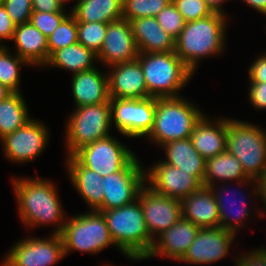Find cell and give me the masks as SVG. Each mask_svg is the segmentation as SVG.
<instances>
[{"label":"cell","instance_id":"cell-1","mask_svg":"<svg viewBox=\"0 0 266 266\" xmlns=\"http://www.w3.org/2000/svg\"><path fill=\"white\" fill-rule=\"evenodd\" d=\"M17 213L26 228L51 225L52 234L60 235L67 214L59 198L58 188L52 179L38 177H12Z\"/></svg>","mask_w":266,"mask_h":266},{"label":"cell","instance_id":"cell-2","mask_svg":"<svg viewBox=\"0 0 266 266\" xmlns=\"http://www.w3.org/2000/svg\"><path fill=\"white\" fill-rule=\"evenodd\" d=\"M227 16L214 12L207 17L187 22L175 40L176 55L194 74L202 59L223 55L226 51Z\"/></svg>","mask_w":266,"mask_h":266},{"label":"cell","instance_id":"cell-3","mask_svg":"<svg viewBox=\"0 0 266 266\" xmlns=\"http://www.w3.org/2000/svg\"><path fill=\"white\" fill-rule=\"evenodd\" d=\"M116 249L127 260L142 261L150 252V236L139 200L116 209L101 211Z\"/></svg>","mask_w":266,"mask_h":266},{"label":"cell","instance_id":"cell-4","mask_svg":"<svg viewBox=\"0 0 266 266\" xmlns=\"http://www.w3.org/2000/svg\"><path fill=\"white\" fill-rule=\"evenodd\" d=\"M205 114L182 95L156 98L153 127L145 139L161 147L173 140L190 138L195 125Z\"/></svg>","mask_w":266,"mask_h":266},{"label":"cell","instance_id":"cell-5","mask_svg":"<svg viewBox=\"0 0 266 266\" xmlns=\"http://www.w3.org/2000/svg\"><path fill=\"white\" fill-rule=\"evenodd\" d=\"M137 59L143 70L148 97L167 98L181 96L194 73L171 52H139Z\"/></svg>","mask_w":266,"mask_h":266},{"label":"cell","instance_id":"cell-6","mask_svg":"<svg viewBox=\"0 0 266 266\" xmlns=\"http://www.w3.org/2000/svg\"><path fill=\"white\" fill-rule=\"evenodd\" d=\"M227 131L226 151L239 160L250 179L257 181L266 172V130L227 117Z\"/></svg>","mask_w":266,"mask_h":266},{"label":"cell","instance_id":"cell-7","mask_svg":"<svg viewBox=\"0 0 266 266\" xmlns=\"http://www.w3.org/2000/svg\"><path fill=\"white\" fill-rule=\"evenodd\" d=\"M60 235L66 257L72 251L95 255L109 246L116 247L103 214L96 210L67 217Z\"/></svg>","mask_w":266,"mask_h":266},{"label":"cell","instance_id":"cell-8","mask_svg":"<svg viewBox=\"0 0 266 266\" xmlns=\"http://www.w3.org/2000/svg\"><path fill=\"white\" fill-rule=\"evenodd\" d=\"M65 123V156H72L80 148L108 137L112 128L110 101L77 107Z\"/></svg>","mask_w":266,"mask_h":266},{"label":"cell","instance_id":"cell-9","mask_svg":"<svg viewBox=\"0 0 266 266\" xmlns=\"http://www.w3.org/2000/svg\"><path fill=\"white\" fill-rule=\"evenodd\" d=\"M111 122L127 138L146 137L154 121L156 98H110Z\"/></svg>","mask_w":266,"mask_h":266},{"label":"cell","instance_id":"cell-10","mask_svg":"<svg viewBox=\"0 0 266 266\" xmlns=\"http://www.w3.org/2000/svg\"><path fill=\"white\" fill-rule=\"evenodd\" d=\"M113 134L96 140L79 150L72 156L83 166L102 177L121 171L135 156L131 148Z\"/></svg>","mask_w":266,"mask_h":266},{"label":"cell","instance_id":"cell-11","mask_svg":"<svg viewBox=\"0 0 266 266\" xmlns=\"http://www.w3.org/2000/svg\"><path fill=\"white\" fill-rule=\"evenodd\" d=\"M61 235L24 237L4 255V266H54L65 258Z\"/></svg>","mask_w":266,"mask_h":266},{"label":"cell","instance_id":"cell-12","mask_svg":"<svg viewBox=\"0 0 266 266\" xmlns=\"http://www.w3.org/2000/svg\"><path fill=\"white\" fill-rule=\"evenodd\" d=\"M145 166L136 155L121 171L103 177L104 197L98 212L129 205L145 185Z\"/></svg>","mask_w":266,"mask_h":266},{"label":"cell","instance_id":"cell-13","mask_svg":"<svg viewBox=\"0 0 266 266\" xmlns=\"http://www.w3.org/2000/svg\"><path fill=\"white\" fill-rule=\"evenodd\" d=\"M41 120L31 118L24 126L0 140L5 159L23 165L36 160L48 145L50 131Z\"/></svg>","mask_w":266,"mask_h":266},{"label":"cell","instance_id":"cell-14","mask_svg":"<svg viewBox=\"0 0 266 266\" xmlns=\"http://www.w3.org/2000/svg\"><path fill=\"white\" fill-rule=\"evenodd\" d=\"M144 170L145 185L164 196L182 200L203 187L195 176L161 160Z\"/></svg>","mask_w":266,"mask_h":266},{"label":"cell","instance_id":"cell-15","mask_svg":"<svg viewBox=\"0 0 266 266\" xmlns=\"http://www.w3.org/2000/svg\"><path fill=\"white\" fill-rule=\"evenodd\" d=\"M236 234L221 226L200 228L194 242L178 261L190 265H209L229 256Z\"/></svg>","mask_w":266,"mask_h":266},{"label":"cell","instance_id":"cell-16","mask_svg":"<svg viewBox=\"0 0 266 266\" xmlns=\"http://www.w3.org/2000/svg\"><path fill=\"white\" fill-rule=\"evenodd\" d=\"M137 199L141 204L147 230L154 239L181 217V200L158 194L144 185Z\"/></svg>","mask_w":266,"mask_h":266},{"label":"cell","instance_id":"cell-17","mask_svg":"<svg viewBox=\"0 0 266 266\" xmlns=\"http://www.w3.org/2000/svg\"><path fill=\"white\" fill-rule=\"evenodd\" d=\"M139 50L131 23L120 18L108 23L101 50L97 54L98 63L104 68L137 59Z\"/></svg>","mask_w":266,"mask_h":266},{"label":"cell","instance_id":"cell-18","mask_svg":"<svg viewBox=\"0 0 266 266\" xmlns=\"http://www.w3.org/2000/svg\"><path fill=\"white\" fill-rule=\"evenodd\" d=\"M230 181L236 185L235 187L239 186L241 189L247 187L248 185L246 191L250 188V192H252L251 195H248L249 198H252L250 203L254 204L255 198L259 199L257 198V196L259 197L258 182L254 179H250L246 175L242 164L233 154L224 151L215 157L206 159L205 177L203 180L204 187H209L218 183H227Z\"/></svg>","mask_w":266,"mask_h":266},{"label":"cell","instance_id":"cell-19","mask_svg":"<svg viewBox=\"0 0 266 266\" xmlns=\"http://www.w3.org/2000/svg\"><path fill=\"white\" fill-rule=\"evenodd\" d=\"M199 229L194 223L181 217L173 226L154 238L152 248L143 260L160 256L179 261L194 242Z\"/></svg>","mask_w":266,"mask_h":266},{"label":"cell","instance_id":"cell-20","mask_svg":"<svg viewBox=\"0 0 266 266\" xmlns=\"http://www.w3.org/2000/svg\"><path fill=\"white\" fill-rule=\"evenodd\" d=\"M230 183L231 182H227V184L221 183L222 185H211L209 186V188L213 192L218 205V213L220 218L219 226L237 235L238 232L242 229V226H246L245 223L249 221L251 216L250 213L253 211L249 206L251 205L250 203H248L250 200L247 201L248 197L244 189L243 192L242 190L239 191V188L238 190H236L237 192L234 191L235 189L229 190L228 188H230ZM229 193L233 195L231 196V198L233 197V199L230 198ZM238 194L240 195L238 196L239 198L236 196Z\"/></svg>","mask_w":266,"mask_h":266},{"label":"cell","instance_id":"cell-21","mask_svg":"<svg viewBox=\"0 0 266 266\" xmlns=\"http://www.w3.org/2000/svg\"><path fill=\"white\" fill-rule=\"evenodd\" d=\"M110 98H148V90L138 59L108 67Z\"/></svg>","mask_w":266,"mask_h":266},{"label":"cell","instance_id":"cell-22","mask_svg":"<svg viewBox=\"0 0 266 266\" xmlns=\"http://www.w3.org/2000/svg\"><path fill=\"white\" fill-rule=\"evenodd\" d=\"M98 66L72 74L74 108L110 101L107 72H102Z\"/></svg>","mask_w":266,"mask_h":266},{"label":"cell","instance_id":"cell-23","mask_svg":"<svg viewBox=\"0 0 266 266\" xmlns=\"http://www.w3.org/2000/svg\"><path fill=\"white\" fill-rule=\"evenodd\" d=\"M213 118L205 114L195 125L190 137L194 148L205 160L226 151L227 118Z\"/></svg>","mask_w":266,"mask_h":266},{"label":"cell","instance_id":"cell-24","mask_svg":"<svg viewBox=\"0 0 266 266\" xmlns=\"http://www.w3.org/2000/svg\"><path fill=\"white\" fill-rule=\"evenodd\" d=\"M67 177L89 210H97L103 203V177L83 167L73 156H66Z\"/></svg>","mask_w":266,"mask_h":266},{"label":"cell","instance_id":"cell-25","mask_svg":"<svg viewBox=\"0 0 266 266\" xmlns=\"http://www.w3.org/2000/svg\"><path fill=\"white\" fill-rule=\"evenodd\" d=\"M15 53L33 68H44L49 60L48 40L31 22L15 27L11 40Z\"/></svg>","mask_w":266,"mask_h":266},{"label":"cell","instance_id":"cell-26","mask_svg":"<svg viewBox=\"0 0 266 266\" xmlns=\"http://www.w3.org/2000/svg\"><path fill=\"white\" fill-rule=\"evenodd\" d=\"M182 217L188 219L199 228L218 227L220 218L218 205L209 187H202L199 191L181 200Z\"/></svg>","mask_w":266,"mask_h":266},{"label":"cell","instance_id":"cell-27","mask_svg":"<svg viewBox=\"0 0 266 266\" xmlns=\"http://www.w3.org/2000/svg\"><path fill=\"white\" fill-rule=\"evenodd\" d=\"M164 151L163 163L195 176L202 184L206 160L194 148L191 138L173 140L160 147Z\"/></svg>","mask_w":266,"mask_h":266},{"label":"cell","instance_id":"cell-28","mask_svg":"<svg viewBox=\"0 0 266 266\" xmlns=\"http://www.w3.org/2000/svg\"><path fill=\"white\" fill-rule=\"evenodd\" d=\"M139 52L175 51V39L158 24L156 17H143L131 22Z\"/></svg>","mask_w":266,"mask_h":266},{"label":"cell","instance_id":"cell-29","mask_svg":"<svg viewBox=\"0 0 266 266\" xmlns=\"http://www.w3.org/2000/svg\"><path fill=\"white\" fill-rule=\"evenodd\" d=\"M97 62V54L77 42L55 51L45 67H56L74 74L96 67Z\"/></svg>","mask_w":266,"mask_h":266},{"label":"cell","instance_id":"cell-30","mask_svg":"<svg viewBox=\"0 0 266 266\" xmlns=\"http://www.w3.org/2000/svg\"><path fill=\"white\" fill-rule=\"evenodd\" d=\"M70 10L77 22L109 23L123 17V0H79Z\"/></svg>","mask_w":266,"mask_h":266},{"label":"cell","instance_id":"cell-31","mask_svg":"<svg viewBox=\"0 0 266 266\" xmlns=\"http://www.w3.org/2000/svg\"><path fill=\"white\" fill-rule=\"evenodd\" d=\"M23 96L21 92H13L0 102V140L31 120Z\"/></svg>","mask_w":266,"mask_h":266},{"label":"cell","instance_id":"cell-32","mask_svg":"<svg viewBox=\"0 0 266 266\" xmlns=\"http://www.w3.org/2000/svg\"><path fill=\"white\" fill-rule=\"evenodd\" d=\"M10 51L6 45L0 46V83L12 92H21V69L30 65L16 53L13 54Z\"/></svg>","mask_w":266,"mask_h":266},{"label":"cell","instance_id":"cell-33","mask_svg":"<svg viewBox=\"0 0 266 266\" xmlns=\"http://www.w3.org/2000/svg\"><path fill=\"white\" fill-rule=\"evenodd\" d=\"M47 40L49 57L55 51L78 42L77 20L71 12L62 20Z\"/></svg>","mask_w":266,"mask_h":266},{"label":"cell","instance_id":"cell-34","mask_svg":"<svg viewBox=\"0 0 266 266\" xmlns=\"http://www.w3.org/2000/svg\"><path fill=\"white\" fill-rule=\"evenodd\" d=\"M172 0H123V18L131 22L143 17H156Z\"/></svg>","mask_w":266,"mask_h":266},{"label":"cell","instance_id":"cell-35","mask_svg":"<svg viewBox=\"0 0 266 266\" xmlns=\"http://www.w3.org/2000/svg\"><path fill=\"white\" fill-rule=\"evenodd\" d=\"M108 23L77 22L78 43L98 54L106 36Z\"/></svg>","mask_w":266,"mask_h":266},{"label":"cell","instance_id":"cell-36","mask_svg":"<svg viewBox=\"0 0 266 266\" xmlns=\"http://www.w3.org/2000/svg\"><path fill=\"white\" fill-rule=\"evenodd\" d=\"M157 22L159 26L175 40L179 37L186 21L181 13L175 7L173 2H170L157 15Z\"/></svg>","mask_w":266,"mask_h":266},{"label":"cell","instance_id":"cell-37","mask_svg":"<svg viewBox=\"0 0 266 266\" xmlns=\"http://www.w3.org/2000/svg\"><path fill=\"white\" fill-rule=\"evenodd\" d=\"M175 7L187 22L207 17L214 12L204 0H172Z\"/></svg>","mask_w":266,"mask_h":266},{"label":"cell","instance_id":"cell-38","mask_svg":"<svg viewBox=\"0 0 266 266\" xmlns=\"http://www.w3.org/2000/svg\"><path fill=\"white\" fill-rule=\"evenodd\" d=\"M68 14V12L33 11L29 22L48 38Z\"/></svg>","mask_w":266,"mask_h":266},{"label":"cell","instance_id":"cell-39","mask_svg":"<svg viewBox=\"0 0 266 266\" xmlns=\"http://www.w3.org/2000/svg\"><path fill=\"white\" fill-rule=\"evenodd\" d=\"M2 5L16 26L28 22L33 13L32 0H3Z\"/></svg>","mask_w":266,"mask_h":266},{"label":"cell","instance_id":"cell-40","mask_svg":"<svg viewBox=\"0 0 266 266\" xmlns=\"http://www.w3.org/2000/svg\"><path fill=\"white\" fill-rule=\"evenodd\" d=\"M247 253L237 255L234 260L235 266H266V247L255 248Z\"/></svg>","mask_w":266,"mask_h":266},{"label":"cell","instance_id":"cell-41","mask_svg":"<svg viewBox=\"0 0 266 266\" xmlns=\"http://www.w3.org/2000/svg\"><path fill=\"white\" fill-rule=\"evenodd\" d=\"M248 98L252 107L258 110H266V82H248Z\"/></svg>","mask_w":266,"mask_h":266},{"label":"cell","instance_id":"cell-42","mask_svg":"<svg viewBox=\"0 0 266 266\" xmlns=\"http://www.w3.org/2000/svg\"><path fill=\"white\" fill-rule=\"evenodd\" d=\"M248 67L249 82H266V52L255 57Z\"/></svg>","mask_w":266,"mask_h":266},{"label":"cell","instance_id":"cell-43","mask_svg":"<svg viewBox=\"0 0 266 266\" xmlns=\"http://www.w3.org/2000/svg\"><path fill=\"white\" fill-rule=\"evenodd\" d=\"M16 25L11 20L5 7L0 6V45H6L4 42L12 40Z\"/></svg>","mask_w":266,"mask_h":266},{"label":"cell","instance_id":"cell-44","mask_svg":"<svg viewBox=\"0 0 266 266\" xmlns=\"http://www.w3.org/2000/svg\"><path fill=\"white\" fill-rule=\"evenodd\" d=\"M33 11L41 12H66L58 0H32Z\"/></svg>","mask_w":266,"mask_h":266},{"label":"cell","instance_id":"cell-45","mask_svg":"<svg viewBox=\"0 0 266 266\" xmlns=\"http://www.w3.org/2000/svg\"><path fill=\"white\" fill-rule=\"evenodd\" d=\"M259 188V200L262 201V207L256 210L255 213L260 218H265L266 216V172L257 180ZM263 209V210H262Z\"/></svg>","mask_w":266,"mask_h":266},{"label":"cell","instance_id":"cell-46","mask_svg":"<svg viewBox=\"0 0 266 266\" xmlns=\"http://www.w3.org/2000/svg\"><path fill=\"white\" fill-rule=\"evenodd\" d=\"M243 3L250 6V8L257 10L262 15L266 16V0H241Z\"/></svg>","mask_w":266,"mask_h":266},{"label":"cell","instance_id":"cell-47","mask_svg":"<svg viewBox=\"0 0 266 266\" xmlns=\"http://www.w3.org/2000/svg\"><path fill=\"white\" fill-rule=\"evenodd\" d=\"M204 1L208 4V6L213 12L227 15L226 11H224L225 8L223 6L227 0H204Z\"/></svg>","mask_w":266,"mask_h":266},{"label":"cell","instance_id":"cell-48","mask_svg":"<svg viewBox=\"0 0 266 266\" xmlns=\"http://www.w3.org/2000/svg\"><path fill=\"white\" fill-rule=\"evenodd\" d=\"M12 93L13 92L10 89H8L5 85L0 83V102L2 100H5Z\"/></svg>","mask_w":266,"mask_h":266},{"label":"cell","instance_id":"cell-49","mask_svg":"<svg viewBox=\"0 0 266 266\" xmlns=\"http://www.w3.org/2000/svg\"><path fill=\"white\" fill-rule=\"evenodd\" d=\"M58 1H59V3H60L64 8H66V6H67L66 4H67V3H70V1L74 2L73 0H58ZM78 1H79V0H76V2H74L73 7L71 6L72 9L76 6V4H77Z\"/></svg>","mask_w":266,"mask_h":266},{"label":"cell","instance_id":"cell-50","mask_svg":"<svg viewBox=\"0 0 266 266\" xmlns=\"http://www.w3.org/2000/svg\"><path fill=\"white\" fill-rule=\"evenodd\" d=\"M0 266H4V260H2V263L0 264Z\"/></svg>","mask_w":266,"mask_h":266},{"label":"cell","instance_id":"cell-51","mask_svg":"<svg viewBox=\"0 0 266 266\" xmlns=\"http://www.w3.org/2000/svg\"><path fill=\"white\" fill-rule=\"evenodd\" d=\"M103 266H112V264H108V265H107V264L105 263Z\"/></svg>","mask_w":266,"mask_h":266}]
</instances>
